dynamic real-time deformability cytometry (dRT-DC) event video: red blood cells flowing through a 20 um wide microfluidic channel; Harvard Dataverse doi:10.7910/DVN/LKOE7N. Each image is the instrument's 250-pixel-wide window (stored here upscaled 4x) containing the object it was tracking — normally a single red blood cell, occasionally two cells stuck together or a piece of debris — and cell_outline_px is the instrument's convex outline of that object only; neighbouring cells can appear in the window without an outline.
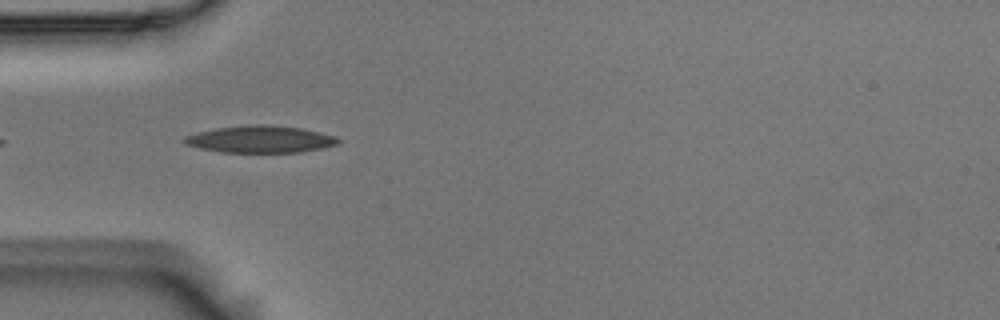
{"species": "Egyptian fruit bat (a non-hibernating species)", "species_latin": "Rousettus aegyptiacus", "temperature_condition": "room temperature", "stored_images_in_passage": 12, "camera_frame_rate_fps": 3000, "um_per_image_px": 0.085, "animal": {"sex": "male"}, "frame": {"image": 1, "passage_image": 3, "time_ms": 0.667, "image_size_px": [1000, 320], "cell_outline_px": [[340, 144], [300, 152], [220, 152], [200, 148], [184, 144], [180, 140], [184, 136], [196, 132], [216, 128], [256, 124], [260, 124], [300, 128], [320, 132], [336, 136], [340, 140]], "centroid_in_image_um": [22.09, 11.84], "position_along_channel_um": 62.9, "area_um2": 24.22}}
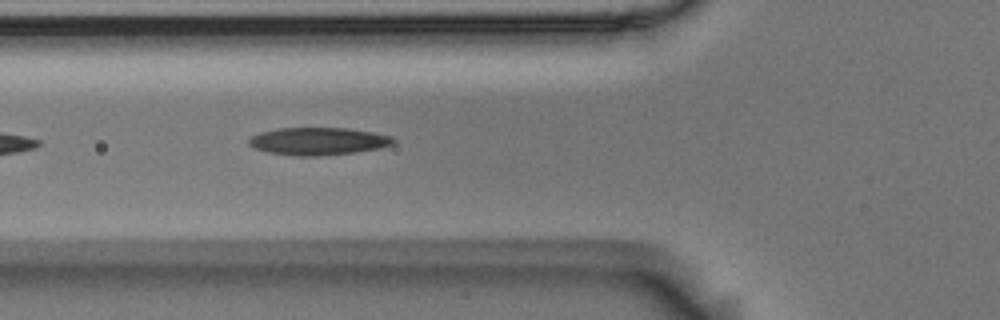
{"frame": {"image": 2, "passage_image": 6, "time_ms": 1.667, "image_size_px": [1000, 320], "cell_outline_px": [[396, 140], [392, 144], [380, 148], [356, 152], [320, 156], [300, 156], [268, 152], [256, 148], [248, 144], [248, 140], [252, 136], [260, 132], [276, 128], [348, 128], [372, 132], [392, 136]], "centroid_in_image_um": [27.06, 12.0], "position_along_channel_um": 98.7, "area_um2": 23.18}}